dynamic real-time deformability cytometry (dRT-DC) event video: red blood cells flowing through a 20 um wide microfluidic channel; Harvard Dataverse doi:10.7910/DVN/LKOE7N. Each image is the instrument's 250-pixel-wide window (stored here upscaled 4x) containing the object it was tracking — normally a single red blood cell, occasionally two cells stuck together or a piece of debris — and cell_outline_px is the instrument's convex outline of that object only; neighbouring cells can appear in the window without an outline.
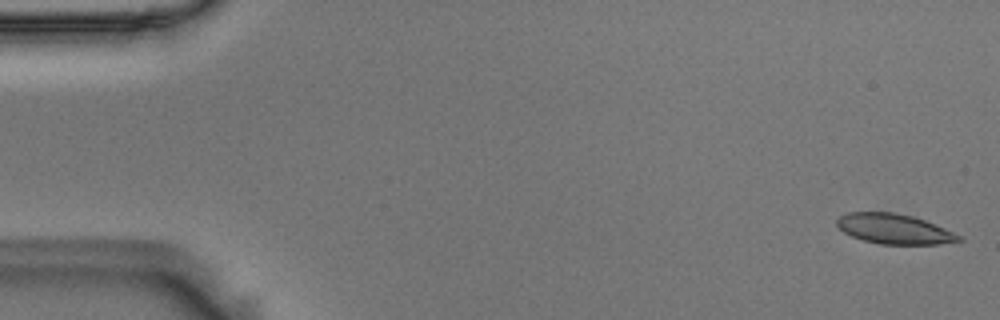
{"species": "Egyptian fruit bat (a non-hibernating species)", "species_latin": "Rousettus aegyptiacus", "temperature_condition": "room temperature", "stored_images_in_passage": 55, "camera_frame_rate_fps": 3000, "um_per_image_px": 0.085, "animal": {"sex": "male"}, "frame": {"image": 1, "passage_image": 1, "time_ms": 0.0, "image_size_px": [1000, 320], "cell_outline_px": [[964, 240], [940, 244], [880, 244], [864, 240], [852, 236], [844, 232], [836, 224], [836, 220], [840, 216], [848, 212], [896, 212], [912, 216], [924, 220], [964, 236]], "centroid_in_image_um": [76.03, 19.46], "position_along_channel_um": 9.0, "area_um2": 21.33}}
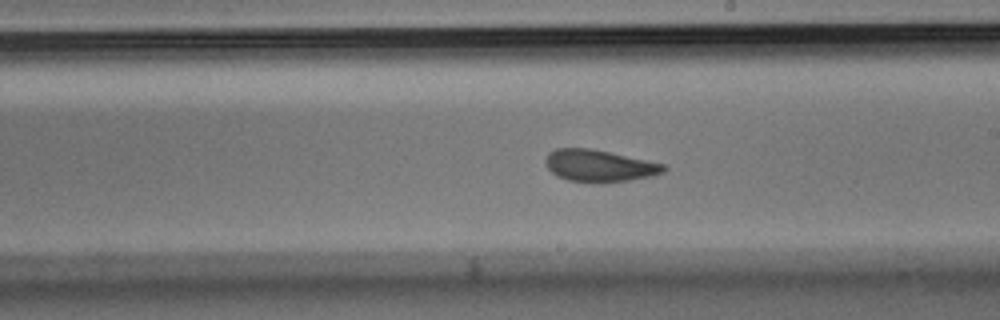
{"frame": {"image": 2, "passage_image": 31, "time_ms": 10.0, "image_size_px": [1000, 320], "cell_outline_px": [[668, 168], [664, 172], [652, 176], [628, 180], [596, 184], [568, 180], [556, 176], [548, 168], [544, 160], [548, 152], [556, 148], [588, 148], [608, 152], [664, 164]], "centroid_in_image_um": [50.9, 14.1], "position_along_channel_um": 238.1, "area_um2": 22.08}}
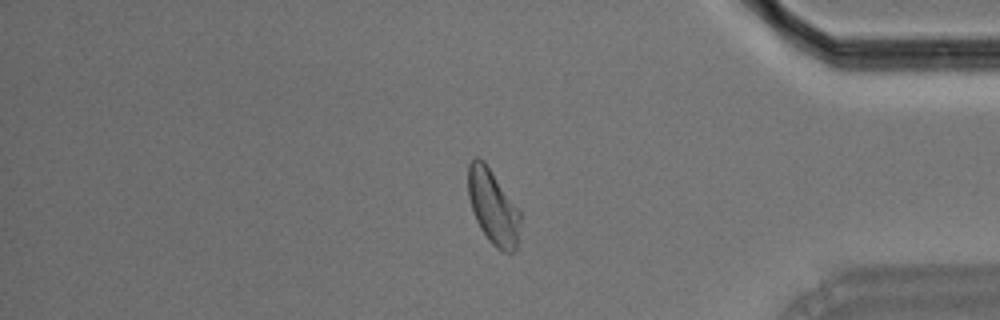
{"frame": {"image": 3, "passage_image": 46, "time_ms": 15.0, "image_size_px": [1000, 320], "cell_outline_px": [[520, 220], [516, 252], [504, 252], [496, 248], [488, 240], [480, 228], [476, 220], [468, 196], [468, 164], [476, 156], [484, 160], [520, 212]], "centroid_in_image_um": [41.89, 17.6], "position_along_channel_um": 393.3, "area_um2": 22.48}, "authors_computed_cell_mechanics": {"area_um2": 22.253, "velocity_mm_per_s": 3.6153, "shape_relaxation_time_tau1_ms": 7.0404, "shape_relaxation_time_tau2_ms": 1.757, "deformation_change_tau1": 0.1443, "deformation_change_tau2": 0.0659}}